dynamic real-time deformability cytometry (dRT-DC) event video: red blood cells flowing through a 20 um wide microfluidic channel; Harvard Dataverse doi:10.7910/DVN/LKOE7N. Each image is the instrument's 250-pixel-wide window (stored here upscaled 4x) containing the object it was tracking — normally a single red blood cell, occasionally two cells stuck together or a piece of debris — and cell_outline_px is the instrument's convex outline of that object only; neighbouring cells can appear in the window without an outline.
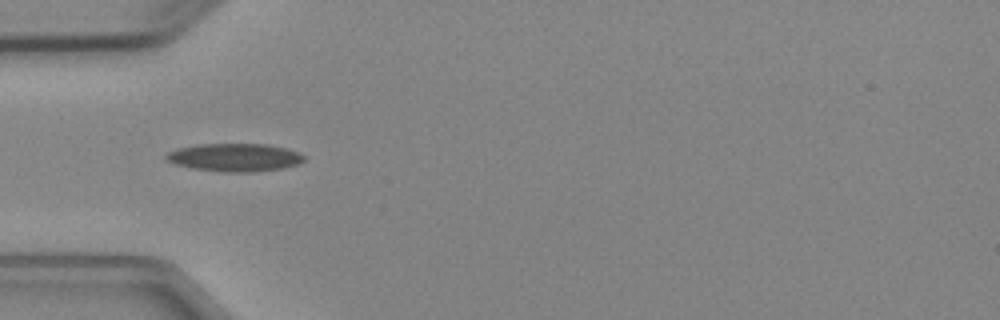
{"species": "Egyptian fruit bat (a non-hibernating species)", "species_latin": "Rousettus aegyptiacus", "temperature_condition": "cold", "stored_images_in_passage": 6, "camera_frame_rate_fps": 3000, "um_per_image_px": 0.085, "animal": {"sex": "female"}, "frame": {"image": 1, "passage_image": 4, "time_ms": 3.333, "image_size_px": [1000, 320], "cell_outline_px": [[304, 160], [300, 164], [284, 168], [252, 172], [224, 172], [192, 168], [176, 164], [168, 160], [164, 156], [168, 152], [176, 148], [200, 144], [268, 144], [288, 148], [304, 156]], "centroid_in_image_um": [19.97, 13.38], "position_along_channel_um": 65.0, "area_um2": 22.54}}